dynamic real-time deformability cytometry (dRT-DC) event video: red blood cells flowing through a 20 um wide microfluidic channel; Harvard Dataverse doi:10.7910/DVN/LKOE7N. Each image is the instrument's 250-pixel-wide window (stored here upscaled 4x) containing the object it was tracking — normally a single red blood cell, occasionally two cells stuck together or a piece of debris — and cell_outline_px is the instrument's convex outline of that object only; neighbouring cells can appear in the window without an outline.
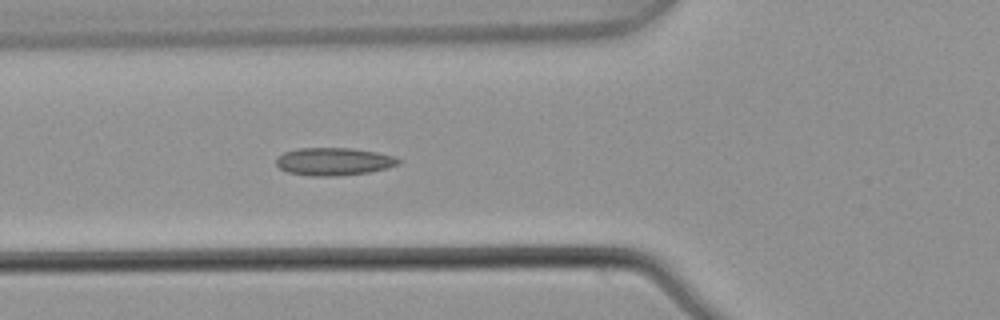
{"species": "common noctule bat (a hibernating species)", "species_latin": "Nyctalus noctula", "temperature_condition": "warm", "stored_images_in_passage": 5, "camera_frame_rate_fps": 3000, "um_per_image_px": 0.085, "animal": {"sex": "male", "body_mass_g": 21.5, "forearm_length_mm": 52.0}, "frame": {"image": 1, "passage_image": 5, "time_ms": 1.333, "image_size_px": [1000, 320], "cell_outline_px": [[400, 164], [388, 168], [368, 172], [336, 176], [312, 176], [288, 172], [280, 168], [276, 164], [276, 160], [284, 152], [296, 148], [352, 148], [376, 152], [392, 156], [400, 160]], "centroid_in_image_um": [28.37, 13.73], "position_along_channel_um": 97.4, "area_um2": 19.65}}